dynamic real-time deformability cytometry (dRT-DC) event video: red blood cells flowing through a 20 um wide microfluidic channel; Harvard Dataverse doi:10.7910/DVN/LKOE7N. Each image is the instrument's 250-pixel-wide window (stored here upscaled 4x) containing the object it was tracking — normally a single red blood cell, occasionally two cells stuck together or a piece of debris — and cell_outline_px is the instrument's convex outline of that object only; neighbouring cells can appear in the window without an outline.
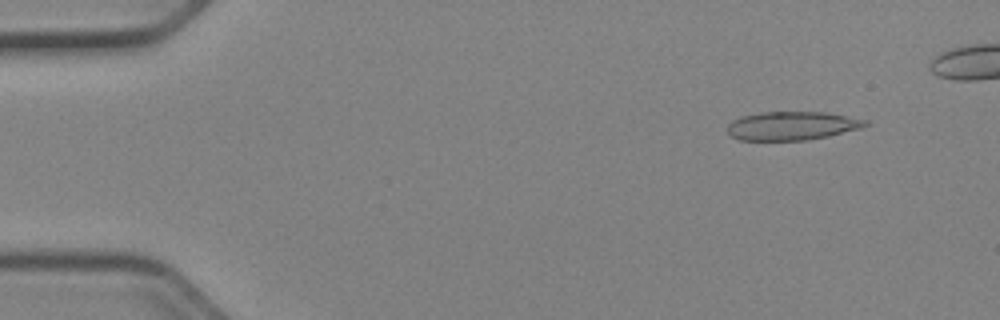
{"species": "Egyptian fruit bat (a non-hibernating species)", "species_latin": "Rousettus aegyptiacus", "temperature_condition": "cold", "stored_images_in_passage": 47, "camera_frame_rate_fps": 3000, "um_per_image_px": 0.085, "animal": {"sex": "female"}, "frame": {"image": 1, "passage_image": 5, "time_ms": 1.333, "image_size_px": [1000, 320], "cell_outline_px": [[872, 124], [860, 128], [828, 136], [808, 140], [740, 140], [732, 136], [728, 132], [728, 124], [732, 120], [740, 116], [760, 112], [824, 112], [868, 120]], "centroid_in_image_um": [67.32, 10.69], "position_along_channel_um": 17.7, "area_um2": 23.0}}
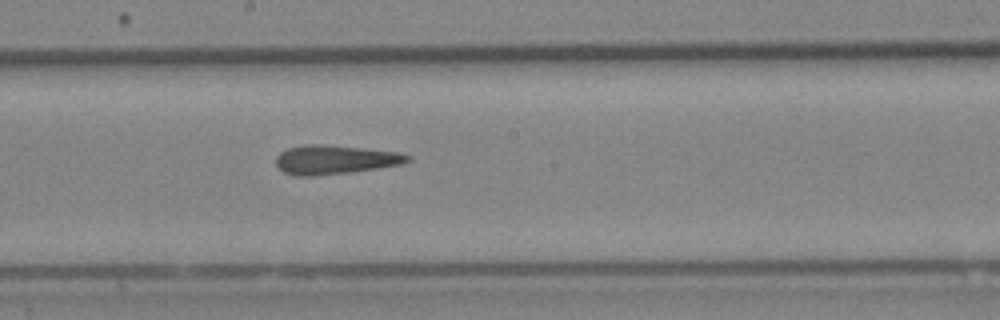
{"frame": {"image": 2, "passage_image": 28, "time_ms": 9.0, "image_size_px": [1000, 320], "cell_outline_px": [[412, 160], [400, 164], [376, 168], [348, 172], [312, 176], [300, 176], [284, 172], [276, 164], [276, 156], [280, 152], [288, 148], [304, 144], [320, 144], [400, 152], [412, 156]], "centroid_in_image_um": [28.47, 13.56], "position_along_channel_um": 219.7, "area_um2": 22.02}}
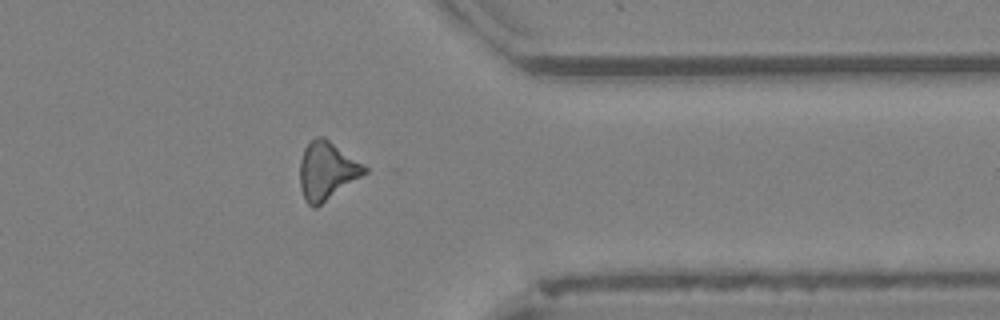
{"frame": {"image": 3, "passage_image": 41, "time_ms": 13.333, "image_size_px": [1000, 320], "cell_outline_px": [[368, 172], [316, 208], [312, 208], [304, 200], [300, 188], [300, 160], [304, 148], [316, 136], [324, 136], [368, 168]], "centroid_in_image_um": [27.76, 14.53], "position_along_channel_um": 383.6, "area_um2": 21.85}}